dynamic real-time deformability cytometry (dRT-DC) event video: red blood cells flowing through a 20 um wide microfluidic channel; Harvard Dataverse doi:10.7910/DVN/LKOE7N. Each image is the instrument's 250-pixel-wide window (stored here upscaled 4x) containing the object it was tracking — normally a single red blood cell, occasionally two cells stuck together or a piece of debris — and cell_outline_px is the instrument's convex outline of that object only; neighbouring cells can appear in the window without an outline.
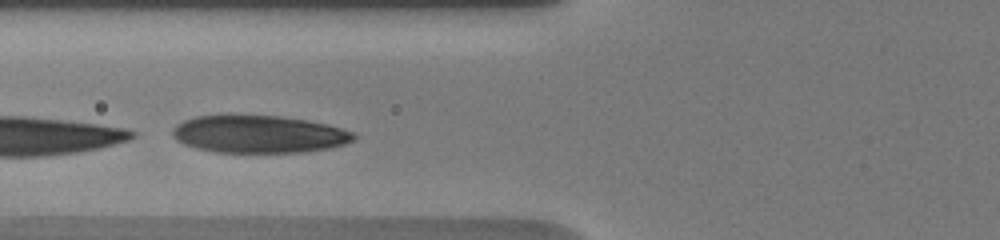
{"species": "human", "species_latin": "Homo sapiens", "temperature_condition": "warm", "stored_images_in_passage": 7, "camera_frame_rate_fps": 3000, "um_per_image_px": 0.085, "donor": {"sex": "male"}, "frame": {"image": 1, "passage_image": 4, "time_ms": 2.333, "image_size_px": [1000, 240], "cell_outline_px": [[356, 136], [352, 140], [344, 144], [328, 148], [300, 152], [216, 152], [196, 148], [184, 144], [176, 140], [172, 136], [172, 128], [176, 124], [184, 120], [196, 116], [232, 112], [280, 116], [308, 120], [328, 124], [352, 132]], "centroid_in_image_um": [21.91, 11.36], "position_along_channel_um": 103.9, "area_um2": 40.52}}